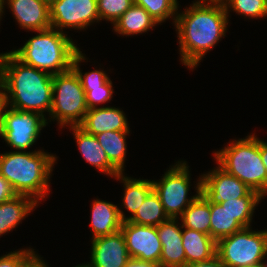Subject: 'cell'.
I'll return each mask as SVG.
<instances>
[{"instance_id": "cell-22", "label": "cell", "mask_w": 267, "mask_h": 267, "mask_svg": "<svg viewBox=\"0 0 267 267\" xmlns=\"http://www.w3.org/2000/svg\"><path fill=\"white\" fill-rule=\"evenodd\" d=\"M125 173L117 174L114 179L123 183L124 194L122 206L130 212L127 221L134 216L138 208L142 205L147 195L153 190V183L148 179H136L124 175Z\"/></svg>"}, {"instance_id": "cell-32", "label": "cell", "mask_w": 267, "mask_h": 267, "mask_svg": "<svg viewBox=\"0 0 267 267\" xmlns=\"http://www.w3.org/2000/svg\"><path fill=\"white\" fill-rule=\"evenodd\" d=\"M112 85L109 78L101 87H90V91H85L87 108H97L99 104L111 101L114 93Z\"/></svg>"}, {"instance_id": "cell-24", "label": "cell", "mask_w": 267, "mask_h": 267, "mask_svg": "<svg viewBox=\"0 0 267 267\" xmlns=\"http://www.w3.org/2000/svg\"><path fill=\"white\" fill-rule=\"evenodd\" d=\"M210 200L202 193L183 211L179 217L182 227L210 235Z\"/></svg>"}, {"instance_id": "cell-31", "label": "cell", "mask_w": 267, "mask_h": 267, "mask_svg": "<svg viewBox=\"0 0 267 267\" xmlns=\"http://www.w3.org/2000/svg\"><path fill=\"white\" fill-rule=\"evenodd\" d=\"M134 0H97V10L101 20L114 23L129 9Z\"/></svg>"}, {"instance_id": "cell-25", "label": "cell", "mask_w": 267, "mask_h": 267, "mask_svg": "<svg viewBox=\"0 0 267 267\" xmlns=\"http://www.w3.org/2000/svg\"><path fill=\"white\" fill-rule=\"evenodd\" d=\"M210 211V236L216 242L244 228L220 203L210 201Z\"/></svg>"}, {"instance_id": "cell-8", "label": "cell", "mask_w": 267, "mask_h": 267, "mask_svg": "<svg viewBox=\"0 0 267 267\" xmlns=\"http://www.w3.org/2000/svg\"><path fill=\"white\" fill-rule=\"evenodd\" d=\"M189 166L186 161H177L169 167L161 179L152 180L153 189L160 198L169 218H179L183 211L201 194V175L196 182V194L189 197L191 187Z\"/></svg>"}, {"instance_id": "cell-41", "label": "cell", "mask_w": 267, "mask_h": 267, "mask_svg": "<svg viewBox=\"0 0 267 267\" xmlns=\"http://www.w3.org/2000/svg\"><path fill=\"white\" fill-rule=\"evenodd\" d=\"M265 258H267V246H266V249H265V252H264L263 260L260 263V267H267V261H266V263L264 261Z\"/></svg>"}, {"instance_id": "cell-12", "label": "cell", "mask_w": 267, "mask_h": 267, "mask_svg": "<svg viewBox=\"0 0 267 267\" xmlns=\"http://www.w3.org/2000/svg\"><path fill=\"white\" fill-rule=\"evenodd\" d=\"M251 191L237 177L228 174L219 166L201 175V193L216 203L245 197Z\"/></svg>"}, {"instance_id": "cell-30", "label": "cell", "mask_w": 267, "mask_h": 267, "mask_svg": "<svg viewBox=\"0 0 267 267\" xmlns=\"http://www.w3.org/2000/svg\"><path fill=\"white\" fill-rule=\"evenodd\" d=\"M86 59L87 58L80 50L73 59L72 68L79 76L84 91H90V87H101L109 77L105 71L100 69L83 73L82 70H80V63L84 62Z\"/></svg>"}, {"instance_id": "cell-7", "label": "cell", "mask_w": 267, "mask_h": 267, "mask_svg": "<svg viewBox=\"0 0 267 267\" xmlns=\"http://www.w3.org/2000/svg\"><path fill=\"white\" fill-rule=\"evenodd\" d=\"M267 246V229L243 228L217 242L216 254L227 267H260Z\"/></svg>"}, {"instance_id": "cell-28", "label": "cell", "mask_w": 267, "mask_h": 267, "mask_svg": "<svg viewBox=\"0 0 267 267\" xmlns=\"http://www.w3.org/2000/svg\"><path fill=\"white\" fill-rule=\"evenodd\" d=\"M134 4L143 7L158 24L171 19L176 22L179 2L178 0H134Z\"/></svg>"}, {"instance_id": "cell-42", "label": "cell", "mask_w": 267, "mask_h": 267, "mask_svg": "<svg viewBox=\"0 0 267 267\" xmlns=\"http://www.w3.org/2000/svg\"><path fill=\"white\" fill-rule=\"evenodd\" d=\"M4 0H0V21L2 18V15L4 14L5 6H4Z\"/></svg>"}, {"instance_id": "cell-45", "label": "cell", "mask_w": 267, "mask_h": 267, "mask_svg": "<svg viewBox=\"0 0 267 267\" xmlns=\"http://www.w3.org/2000/svg\"><path fill=\"white\" fill-rule=\"evenodd\" d=\"M208 1L223 2L224 0H208Z\"/></svg>"}, {"instance_id": "cell-39", "label": "cell", "mask_w": 267, "mask_h": 267, "mask_svg": "<svg viewBox=\"0 0 267 267\" xmlns=\"http://www.w3.org/2000/svg\"><path fill=\"white\" fill-rule=\"evenodd\" d=\"M261 160L267 171V142L260 139Z\"/></svg>"}, {"instance_id": "cell-38", "label": "cell", "mask_w": 267, "mask_h": 267, "mask_svg": "<svg viewBox=\"0 0 267 267\" xmlns=\"http://www.w3.org/2000/svg\"><path fill=\"white\" fill-rule=\"evenodd\" d=\"M6 53L0 54V95H3L4 61Z\"/></svg>"}, {"instance_id": "cell-15", "label": "cell", "mask_w": 267, "mask_h": 267, "mask_svg": "<svg viewBox=\"0 0 267 267\" xmlns=\"http://www.w3.org/2000/svg\"><path fill=\"white\" fill-rule=\"evenodd\" d=\"M22 29L40 31L51 27L49 7L40 0H4Z\"/></svg>"}, {"instance_id": "cell-3", "label": "cell", "mask_w": 267, "mask_h": 267, "mask_svg": "<svg viewBox=\"0 0 267 267\" xmlns=\"http://www.w3.org/2000/svg\"><path fill=\"white\" fill-rule=\"evenodd\" d=\"M57 158L41 149L28 152L11 150L0 154V174L17 195L29 196L41 203L49 195V182Z\"/></svg>"}, {"instance_id": "cell-1", "label": "cell", "mask_w": 267, "mask_h": 267, "mask_svg": "<svg viewBox=\"0 0 267 267\" xmlns=\"http://www.w3.org/2000/svg\"><path fill=\"white\" fill-rule=\"evenodd\" d=\"M228 18L223 2L195 0L185 11H178L174 26L182 65L196 69L202 58L226 36Z\"/></svg>"}, {"instance_id": "cell-20", "label": "cell", "mask_w": 267, "mask_h": 267, "mask_svg": "<svg viewBox=\"0 0 267 267\" xmlns=\"http://www.w3.org/2000/svg\"><path fill=\"white\" fill-rule=\"evenodd\" d=\"M182 245L186 265L211 259L216 255L217 242L208 234L182 227Z\"/></svg>"}, {"instance_id": "cell-37", "label": "cell", "mask_w": 267, "mask_h": 267, "mask_svg": "<svg viewBox=\"0 0 267 267\" xmlns=\"http://www.w3.org/2000/svg\"><path fill=\"white\" fill-rule=\"evenodd\" d=\"M124 267H161V265L155 262L130 258Z\"/></svg>"}, {"instance_id": "cell-18", "label": "cell", "mask_w": 267, "mask_h": 267, "mask_svg": "<svg viewBox=\"0 0 267 267\" xmlns=\"http://www.w3.org/2000/svg\"><path fill=\"white\" fill-rule=\"evenodd\" d=\"M69 128L73 132L80 154L87 163L98 169L101 173H106L105 175L110 176V178L120 174L110 163L106 152L94 135L85 132L79 126H69Z\"/></svg>"}, {"instance_id": "cell-43", "label": "cell", "mask_w": 267, "mask_h": 267, "mask_svg": "<svg viewBox=\"0 0 267 267\" xmlns=\"http://www.w3.org/2000/svg\"><path fill=\"white\" fill-rule=\"evenodd\" d=\"M42 1L44 4H46L48 7H50L54 2H56L57 0H40Z\"/></svg>"}, {"instance_id": "cell-16", "label": "cell", "mask_w": 267, "mask_h": 267, "mask_svg": "<svg viewBox=\"0 0 267 267\" xmlns=\"http://www.w3.org/2000/svg\"><path fill=\"white\" fill-rule=\"evenodd\" d=\"M78 126L94 136L108 131H130L124 111L111 106L88 109Z\"/></svg>"}, {"instance_id": "cell-35", "label": "cell", "mask_w": 267, "mask_h": 267, "mask_svg": "<svg viewBox=\"0 0 267 267\" xmlns=\"http://www.w3.org/2000/svg\"><path fill=\"white\" fill-rule=\"evenodd\" d=\"M185 267H227L225 266L218 255L216 254L214 257H212L209 260L201 261V262H194L186 265Z\"/></svg>"}, {"instance_id": "cell-44", "label": "cell", "mask_w": 267, "mask_h": 267, "mask_svg": "<svg viewBox=\"0 0 267 267\" xmlns=\"http://www.w3.org/2000/svg\"><path fill=\"white\" fill-rule=\"evenodd\" d=\"M75 267H87L86 265H85V263L83 264H79V265H77V266H75Z\"/></svg>"}, {"instance_id": "cell-14", "label": "cell", "mask_w": 267, "mask_h": 267, "mask_svg": "<svg viewBox=\"0 0 267 267\" xmlns=\"http://www.w3.org/2000/svg\"><path fill=\"white\" fill-rule=\"evenodd\" d=\"M178 220L179 218H169L157 226V233L162 244L159 262L161 267L186 266L185 250L182 245V225Z\"/></svg>"}, {"instance_id": "cell-40", "label": "cell", "mask_w": 267, "mask_h": 267, "mask_svg": "<svg viewBox=\"0 0 267 267\" xmlns=\"http://www.w3.org/2000/svg\"><path fill=\"white\" fill-rule=\"evenodd\" d=\"M4 105L5 103H4L3 95H0V128H1V113H2V109Z\"/></svg>"}, {"instance_id": "cell-33", "label": "cell", "mask_w": 267, "mask_h": 267, "mask_svg": "<svg viewBox=\"0 0 267 267\" xmlns=\"http://www.w3.org/2000/svg\"><path fill=\"white\" fill-rule=\"evenodd\" d=\"M33 248H23L0 256V267H24V263L36 252Z\"/></svg>"}, {"instance_id": "cell-29", "label": "cell", "mask_w": 267, "mask_h": 267, "mask_svg": "<svg viewBox=\"0 0 267 267\" xmlns=\"http://www.w3.org/2000/svg\"><path fill=\"white\" fill-rule=\"evenodd\" d=\"M227 15L234 11L245 18L260 19L267 17V0H224Z\"/></svg>"}, {"instance_id": "cell-5", "label": "cell", "mask_w": 267, "mask_h": 267, "mask_svg": "<svg viewBox=\"0 0 267 267\" xmlns=\"http://www.w3.org/2000/svg\"><path fill=\"white\" fill-rule=\"evenodd\" d=\"M213 153L220 168L266 197L267 171L261 160L260 139L255 133L243 139H233L223 149Z\"/></svg>"}, {"instance_id": "cell-11", "label": "cell", "mask_w": 267, "mask_h": 267, "mask_svg": "<svg viewBox=\"0 0 267 267\" xmlns=\"http://www.w3.org/2000/svg\"><path fill=\"white\" fill-rule=\"evenodd\" d=\"M121 232L124 235L131 258L159 264L162 244L156 226L139 225L125 221L122 223Z\"/></svg>"}, {"instance_id": "cell-23", "label": "cell", "mask_w": 267, "mask_h": 267, "mask_svg": "<svg viewBox=\"0 0 267 267\" xmlns=\"http://www.w3.org/2000/svg\"><path fill=\"white\" fill-rule=\"evenodd\" d=\"M130 131H108L95 135L101 147L106 152L110 163L120 172L124 173L127 153L126 137Z\"/></svg>"}, {"instance_id": "cell-21", "label": "cell", "mask_w": 267, "mask_h": 267, "mask_svg": "<svg viewBox=\"0 0 267 267\" xmlns=\"http://www.w3.org/2000/svg\"><path fill=\"white\" fill-rule=\"evenodd\" d=\"M159 25L157 21L143 8L133 3L114 23L113 30L123 36L142 34Z\"/></svg>"}, {"instance_id": "cell-10", "label": "cell", "mask_w": 267, "mask_h": 267, "mask_svg": "<svg viewBox=\"0 0 267 267\" xmlns=\"http://www.w3.org/2000/svg\"><path fill=\"white\" fill-rule=\"evenodd\" d=\"M49 10L51 27L61 32L65 28L86 30L100 22L97 0H57Z\"/></svg>"}, {"instance_id": "cell-34", "label": "cell", "mask_w": 267, "mask_h": 267, "mask_svg": "<svg viewBox=\"0 0 267 267\" xmlns=\"http://www.w3.org/2000/svg\"><path fill=\"white\" fill-rule=\"evenodd\" d=\"M16 195L10 183L0 174V204L11 200Z\"/></svg>"}, {"instance_id": "cell-19", "label": "cell", "mask_w": 267, "mask_h": 267, "mask_svg": "<svg viewBox=\"0 0 267 267\" xmlns=\"http://www.w3.org/2000/svg\"><path fill=\"white\" fill-rule=\"evenodd\" d=\"M39 203L25 195H16L0 204V236L17 228ZM1 238V237H0Z\"/></svg>"}, {"instance_id": "cell-17", "label": "cell", "mask_w": 267, "mask_h": 267, "mask_svg": "<svg viewBox=\"0 0 267 267\" xmlns=\"http://www.w3.org/2000/svg\"><path fill=\"white\" fill-rule=\"evenodd\" d=\"M91 205L92 239L120 231L122 223L127 221L123 210L111 202L94 199Z\"/></svg>"}, {"instance_id": "cell-26", "label": "cell", "mask_w": 267, "mask_h": 267, "mask_svg": "<svg viewBox=\"0 0 267 267\" xmlns=\"http://www.w3.org/2000/svg\"><path fill=\"white\" fill-rule=\"evenodd\" d=\"M169 219L154 189L147 195L137 212L128 221L139 225L158 226Z\"/></svg>"}, {"instance_id": "cell-27", "label": "cell", "mask_w": 267, "mask_h": 267, "mask_svg": "<svg viewBox=\"0 0 267 267\" xmlns=\"http://www.w3.org/2000/svg\"><path fill=\"white\" fill-rule=\"evenodd\" d=\"M264 199L256 191H251L247 196L227 200L220 202V204L226 208L234 218L244 227H251L252 217L254 210L258 206V203Z\"/></svg>"}, {"instance_id": "cell-13", "label": "cell", "mask_w": 267, "mask_h": 267, "mask_svg": "<svg viewBox=\"0 0 267 267\" xmlns=\"http://www.w3.org/2000/svg\"><path fill=\"white\" fill-rule=\"evenodd\" d=\"M91 242V261L85 264L87 267H124L131 258L121 230Z\"/></svg>"}, {"instance_id": "cell-36", "label": "cell", "mask_w": 267, "mask_h": 267, "mask_svg": "<svg viewBox=\"0 0 267 267\" xmlns=\"http://www.w3.org/2000/svg\"><path fill=\"white\" fill-rule=\"evenodd\" d=\"M24 267H49L36 252L24 263Z\"/></svg>"}, {"instance_id": "cell-2", "label": "cell", "mask_w": 267, "mask_h": 267, "mask_svg": "<svg viewBox=\"0 0 267 267\" xmlns=\"http://www.w3.org/2000/svg\"><path fill=\"white\" fill-rule=\"evenodd\" d=\"M53 75L25 65L10 51L4 61L3 99L5 105L20 111L51 112Z\"/></svg>"}, {"instance_id": "cell-9", "label": "cell", "mask_w": 267, "mask_h": 267, "mask_svg": "<svg viewBox=\"0 0 267 267\" xmlns=\"http://www.w3.org/2000/svg\"><path fill=\"white\" fill-rule=\"evenodd\" d=\"M47 118L39 113L20 111L4 105L1 113L0 136L16 151H27L40 137Z\"/></svg>"}, {"instance_id": "cell-6", "label": "cell", "mask_w": 267, "mask_h": 267, "mask_svg": "<svg viewBox=\"0 0 267 267\" xmlns=\"http://www.w3.org/2000/svg\"><path fill=\"white\" fill-rule=\"evenodd\" d=\"M88 111L86 94L81 80L73 68L53 75V97L51 112L47 119H54L59 128L78 126Z\"/></svg>"}, {"instance_id": "cell-4", "label": "cell", "mask_w": 267, "mask_h": 267, "mask_svg": "<svg viewBox=\"0 0 267 267\" xmlns=\"http://www.w3.org/2000/svg\"><path fill=\"white\" fill-rule=\"evenodd\" d=\"M35 34L21 48L10 52L25 65L51 75L72 68L73 59L80 48L66 32L50 27L35 31Z\"/></svg>"}]
</instances>
